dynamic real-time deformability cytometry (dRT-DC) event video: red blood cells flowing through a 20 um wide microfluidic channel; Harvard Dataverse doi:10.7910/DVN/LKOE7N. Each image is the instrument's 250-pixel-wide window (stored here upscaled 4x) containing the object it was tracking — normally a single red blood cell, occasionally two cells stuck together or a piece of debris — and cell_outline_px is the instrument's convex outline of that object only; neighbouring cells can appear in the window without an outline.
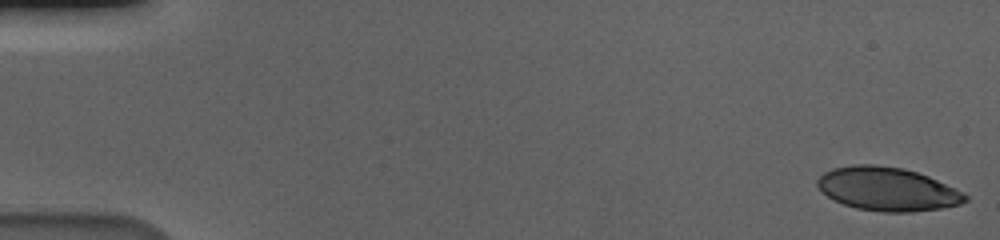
{"species": "human", "species_latin": "Homo sapiens", "temperature_condition": "cold", "stored_images_in_passage": 57, "camera_frame_rate_fps": 3000, "um_per_image_px": 0.085, "donor": {"sex": "male"}, "frame": {"image": 1, "passage_image": 1, "time_ms": 0.0, "image_size_px": [1000, 240], "cell_outline_px": [[968, 200], [960, 204], [940, 208], [912, 212], [884, 212], [856, 208], [844, 204], [828, 196], [816, 184], [816, 180], [824, 172], [832, 168], [852, 164], [876, 164], [904, 168], [928, 176], [964, 192], [968, 196]], "centroid_in_image_um": [75.44, 16.06], "position_along_channel_um": 9.6, "area_um2": 37.45}}
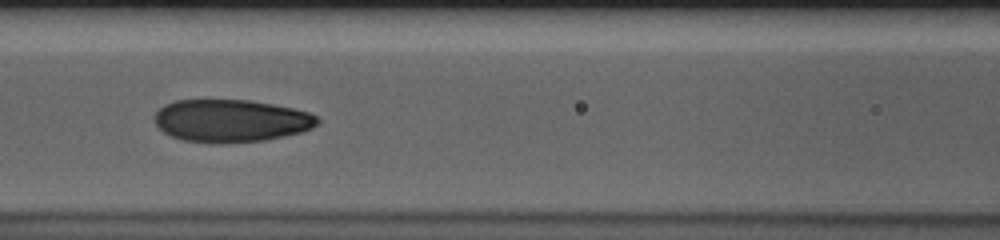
{"frame": {"image": 2, "passage_image": 26, "time_ms": 8.333, "image_size_px": [1000, 240], "cell_outline_px": [[320, 120], [312, 128], [300, 132], [284, 136], [264, 140], [184, 140], [172, 136], [164, 132], [156, 124], [156, 112], [164, 104], [176, 100], [248, 100], [272, 104], [292, 108], [308, 112], [316, 116]], "centroid_in_image_um": [19.65, 10.21], "position_along_channel_um": 146.9, "area_um2": 39.07}}
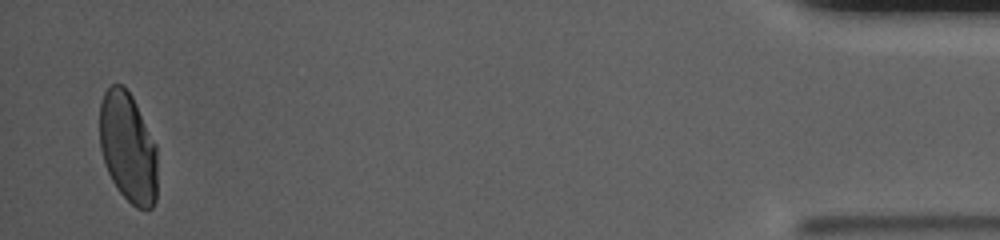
{"frame": {"image": 3, "passage_image": 56, "time_ms": 18.333, "image_size_px": [1000, 240], "cell_outline_px": [[156, 200], [152, 208], [136, 208], [120, 192], [112, 180], [108, 172], [100, 148], [100, 104], [104, 92], [112, 84], [120, 84], [132, 96], [156, 144]], "centroid_in_image_um": [10.88, 12.53], "position_along_channel_um": 424.3, "area_um2": 36.76}, "authors_computed_cell_mechanics": {"area_um2": 39.5352, "velocity_mm_per_s": 3.5841, "shape_relaxation_time_tau1_ms": 6.8896, "shape_relaxation_time_tau2_ms": 1.3461, "deformation_change_tau1": 0.2026, "deformation_change_tau2": 0.0638}}